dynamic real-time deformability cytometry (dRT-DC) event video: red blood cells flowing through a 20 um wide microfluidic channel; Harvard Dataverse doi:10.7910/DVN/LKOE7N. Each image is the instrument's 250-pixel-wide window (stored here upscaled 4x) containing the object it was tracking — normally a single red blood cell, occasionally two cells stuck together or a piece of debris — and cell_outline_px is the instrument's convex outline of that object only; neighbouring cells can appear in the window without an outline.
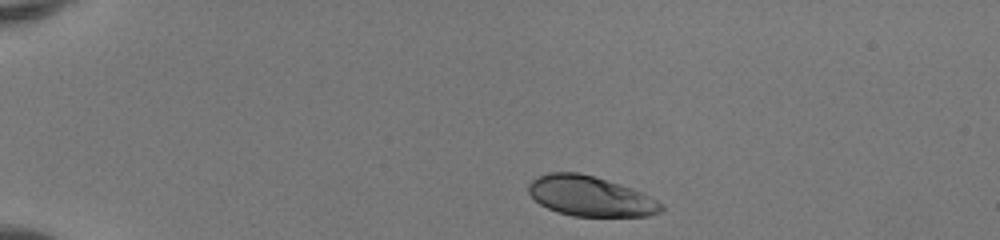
{"species": "human", "species_latin": "Homo sapiens", "temperature_condition": "room temperature", "stored_images_in_passage": 40, "camera_frame_rate_fps": 3000, "um_per_image_px": 0.085, "donor": {"sex": "female"}, "frame": {"image": 1, "passage_image": 1, "time_ms": 0.0, "image_size_px": [1000, 240], "cell_outline_px": [[664, 208], [660, 212], [648, 216], [572, 216], [548, 208], [540, 204], [528, 192], [528, 184], [536, 176], [548, 172], [576, 172], [592, 176], [632, 188], [664, 204]], "centroid_in_image_um": [50.16, 16.68], "position_along_channel_um": 34.8, "area_um2": 30.75}}
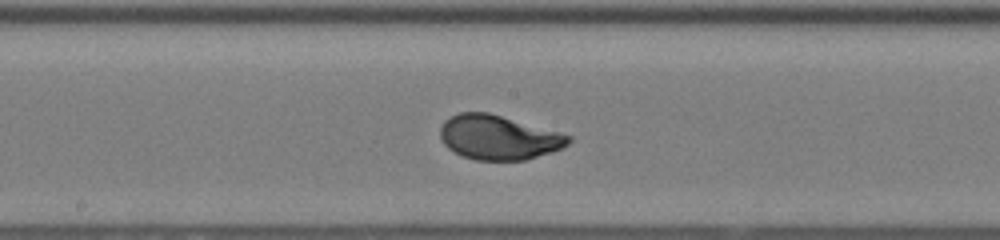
{"frame": {"image": 2, "passage_image": 19, "time_ms": 6.0, "image_size_px": [1000, 240], "cell_outline_px": [[572, 140], [568, 144], [552, 152], [524, 160], [476, 160], [464, 156], [448, 148], [444, 144], [440, 136], [440, 128], [444, 120], [460, 112], [488, 112], [572, 136]], "centroid_in_image_um": [42.36, 11.68], "position_along_channel_um": 205.8, "area_um2": 32.89}}
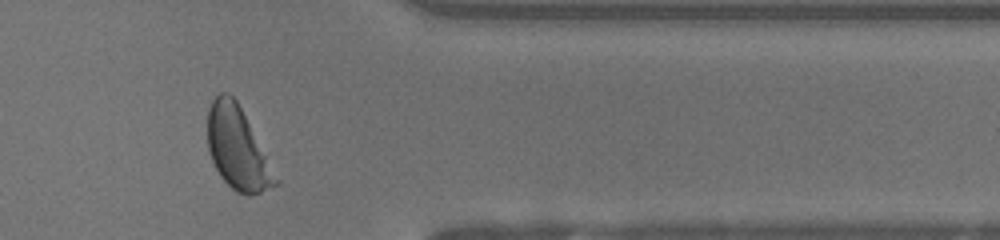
{"frame": {"image": 3, "passage_image": 33, "time_ms": 10.667, "image_size_px": [1000, 240], "cell_outline_px": [[280, 184], [260, 192], [248, 196], [236, 192], [220, 176], [212, 160], [208, 148], [208, 108], [212, 100], [220, 92], [228, 92], [236, 100], [280, 180]], "centroid_in_image_um": [20.2, 12.63], "position_along_channel_um": 391.2, "area_um2": 32.31}, "authors_computed_cell_mechanics": {"area_um2": 32.8593, "velocity_mm_per_s": 4.1423, "shape_relaxation_time_tau1_ms": 2.5663, "shape_relaxation_time_tau2_ms": null, "deformation_change_tau1": 0.168, "deformation_change_tau2": null}}